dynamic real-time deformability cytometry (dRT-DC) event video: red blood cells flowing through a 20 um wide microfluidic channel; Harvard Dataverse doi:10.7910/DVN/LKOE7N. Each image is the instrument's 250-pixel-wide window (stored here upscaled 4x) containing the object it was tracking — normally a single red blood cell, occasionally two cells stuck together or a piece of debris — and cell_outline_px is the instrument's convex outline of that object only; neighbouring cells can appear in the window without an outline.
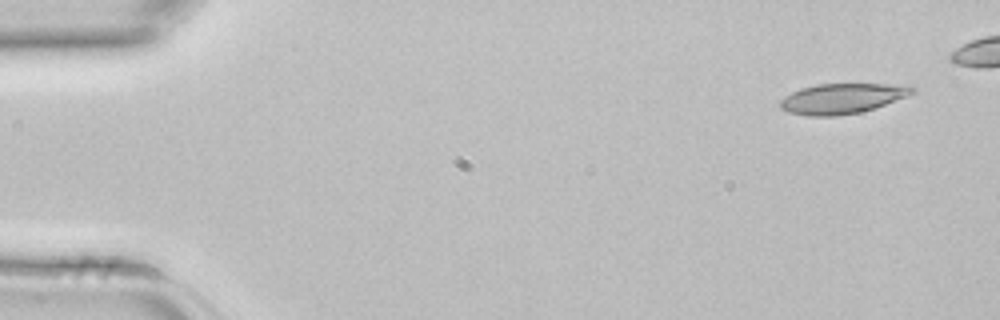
{"species": "common noctule bat (a hibernating species)", "species_latin": "Nyctalus noctula", "temperature_condition": "room temperature", "stored_images_in_passage": 4, "camera_frame_rate_fps": 3000, "um_per_image_px": 0.085, "animal": {"sex": "female", "body_mass_g": 22.7, "forearm_length_mm": 54.2}, "frame": {"image": 1, "passage_image": 1, "time_ms": 0.0, "image_size_px": [1000, 320], "cell_outline_px": [[916, 92], [876, 108], [860, 112], [836, 116], [808, 116], [788, 112], [780, 108], [780, 100], [784, 96], [800, 88], [816, 84], [912, 84], [916, 88]], "centroid_in_image_um": [71.61, 8.36], "position_along_channel_um": 13.4, "area_um2": 23.52}}
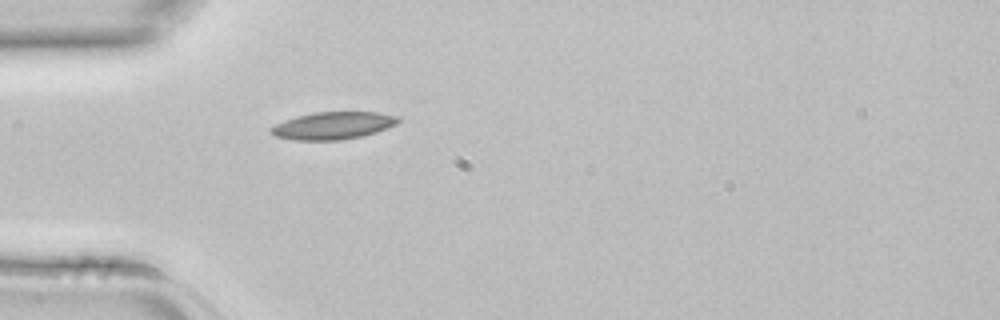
{"frame": {"image": 2, "passage_image": 4, "time_ms": 1.0, "image_size_px": [1000, 320], "cell_outline_px": [[400, 120], [396, 124], [376, 132], [360, 136], [340, 140], [292, 140], [276, 136], [268, 128], [284, 120], [296, 116], [316, 112], [376, 112], [396, 116]], "centroid_in_image_um": [28.28, 10.67], "position_along_channel_um": 56.7, "area_um2": 20.11}}